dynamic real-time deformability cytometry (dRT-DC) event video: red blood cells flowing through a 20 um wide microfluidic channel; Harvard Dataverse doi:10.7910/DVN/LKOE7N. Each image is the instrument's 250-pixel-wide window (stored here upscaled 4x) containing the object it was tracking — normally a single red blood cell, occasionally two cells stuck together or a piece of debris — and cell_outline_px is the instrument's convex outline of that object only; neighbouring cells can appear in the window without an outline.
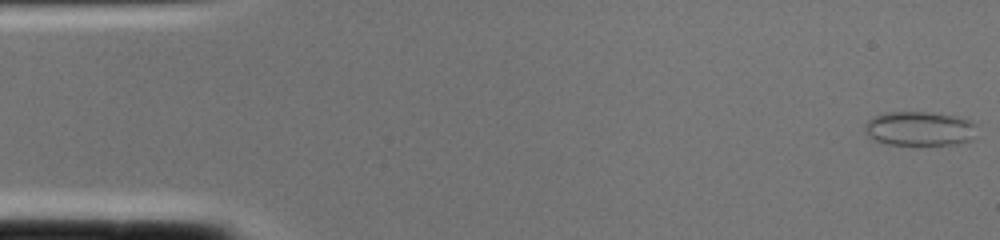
{"species": "common noctule bat (a hibernating species)", "species_latin": "Nyctalus noctula", "temperature_condition": "cold", "stored_images_in_passage": 2, "camera_frame_rate_fps": 3000, "um_per_image_px": 0.085, "animal": {"sex": "female", "body_mass_g": 22.0, "forearm_length_mm": 56.7}, "frame": {"image": 1, "passage_image": 2, "time_ms": 0.333, "image_size_px": [1000, 240], "cell_outline_px": [[976, 124], [972, 140], [956, 144], [888, 144], [876, 140], [868, 136], [864, 128], [864, 124], [872, 116], [884, 112], [928, 112], [956, 116], [968, 120]], "centroid_in_image_um": [78.13, 10.92], "position_along_channel_um": 6.9, "area_um2": 22.31}}